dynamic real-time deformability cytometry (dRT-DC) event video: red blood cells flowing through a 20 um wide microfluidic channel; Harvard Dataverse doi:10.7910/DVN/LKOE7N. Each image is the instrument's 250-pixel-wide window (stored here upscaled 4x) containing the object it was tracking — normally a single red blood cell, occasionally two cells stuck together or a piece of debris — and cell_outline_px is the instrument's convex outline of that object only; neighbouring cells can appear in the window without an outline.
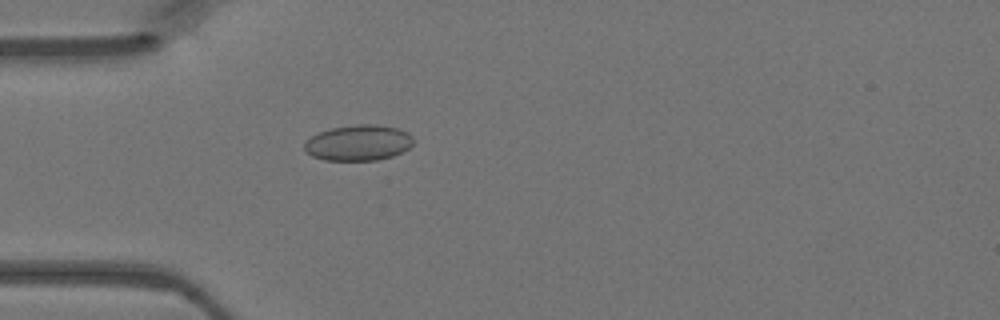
{"species": "Egyptian fruit bat (a non-hibernating species)", "species_latin": "Rousettus aegyptiacus", "temperature_condition": "warm", "stored_images_in_passage": 39, "camera_frame_rate_fps": 3000, "um_per_image_px": 0.085, "animal": {"sex": "female"}, "frame": {"image": 1, "passage_image": 5, "time_ms": 1.333, "image_size_px": [1000, 320], "cell_outline_px": [[412, 144], [408, 148], [392, 156], [376, 160], [324, 160], [312, 156], [304, 148], [304, 144], [312, 136], [320, 132], [332, 128], [356, 124], [376, 124], [396, 128], [408, 132], [412, 136]], "centroid_in_image_um": [30.47, 12.13], "position_along_channel_um": 54.5, "area_um2": 22.43}}
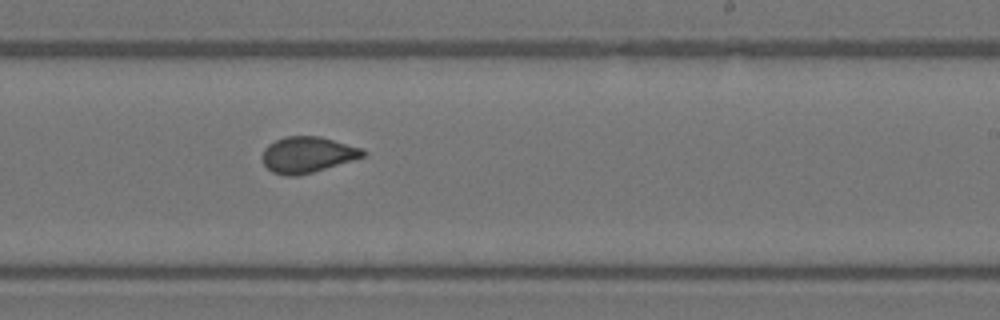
{"frame": {"image": 2, "passage_image": 20, "time_ms": 6.333, "image_size_px": [1000, 320], "cell_outline_px": [[368, 152], [364, 156], [312, 172], [296, 176], [284, 176], [272, 172], [264, 164], [260, 156], [264, 148], [268, 144], [284, 136], [320, 136], [364, 148]], "centroid_in_image_um": [26.11, 13.13], "position_along_channel_um": 262.9, "area_um2": 21.21}}
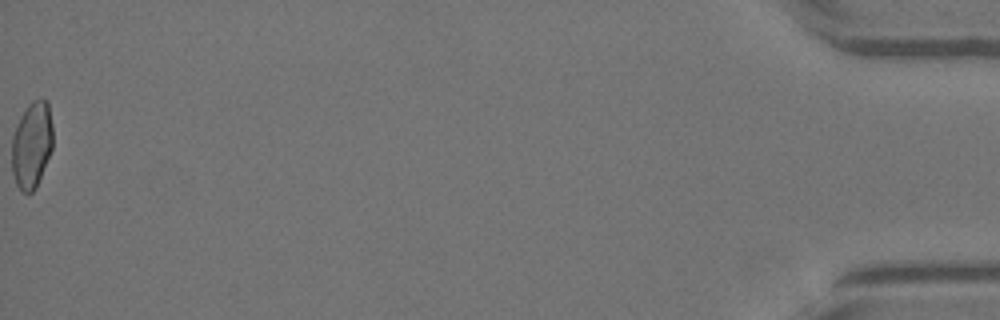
{"frame": {"image": 3, "passage_image": 39, "time_ms": 12.667, "image_size_px": [1000, 320], "cell_outline_px": [[52, 148], [36, 188], [32, 192], [20, 192], [16, 184], [12, 172], [12, 136], [16, 124], [20, 116], [28, 104], [32, 100], [40, 96], [48, 100], [52, 124]], "centroid_in_image_um": [2.7, 12.27], "position_along_channel_um": 432.5, "area_um2": 21.04}}